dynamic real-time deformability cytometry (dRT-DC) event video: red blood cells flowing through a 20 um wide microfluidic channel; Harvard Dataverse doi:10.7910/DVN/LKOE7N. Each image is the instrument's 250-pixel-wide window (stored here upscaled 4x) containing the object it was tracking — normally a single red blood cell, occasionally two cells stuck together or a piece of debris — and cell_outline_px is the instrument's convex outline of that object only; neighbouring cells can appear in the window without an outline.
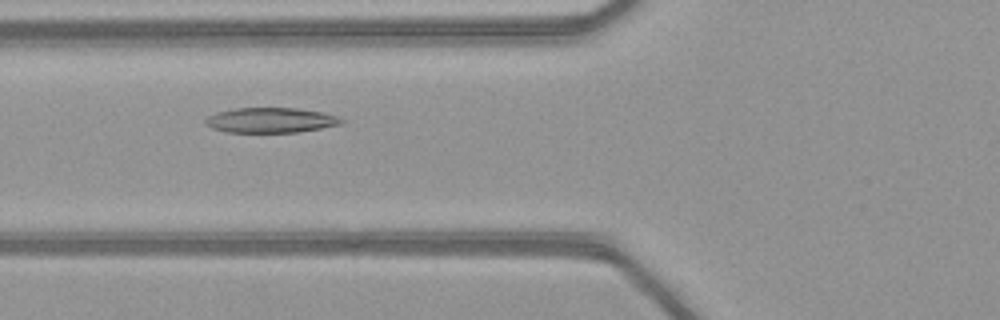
{"species": "common noctule bat (a hibernating species)", "species_latin": "Nyctalus noctula", "temperature_condition": "warm", "stored_images_in_passage": 45, "camera_frame_rate_fps": 3000, "um_per_image_px": 0.085, "animal": {"sex": "female", "body_mass_g": 21.9}, "frame": {"image": 1, "passage_image": 15, "time_ms": 4.667, "image_size_px": [1000, 320], "cell_outline_px": [[344, 124], [296, 132], [228, 132], [212, 128], [204, 124], [204, 120], [208, 116], [216, 112], [232, 108], [296, 108], [324, 112], [336, 116], [344, 120]], "centroid_in_image_um": [22.99, 10.21], "position_along_channel_um": 102.8, "area_um2": 19.94}}
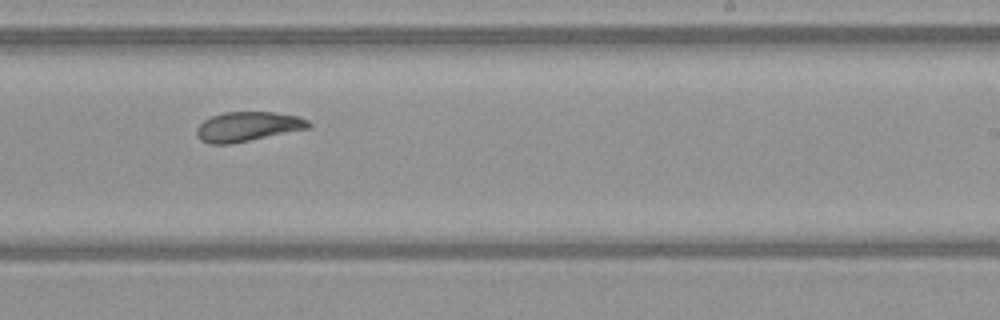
{"frame": {"image": 2, "passage_image": 27, "time_ms": 8.667, "image_size_px": [1000, 320], "cell_outline_px": [[312, 124], [308, 128], [232, 144], [208, 144], [200, 140], [196, 136], [196, 128], [204, 120], [212, 116], [224, 112], [272, 112], [296, 116], [308, 120]], "centroid_in_image_um": [21.01, 10.77], "position_along_channel_um": 268.0, "area_um2": 19.25}}
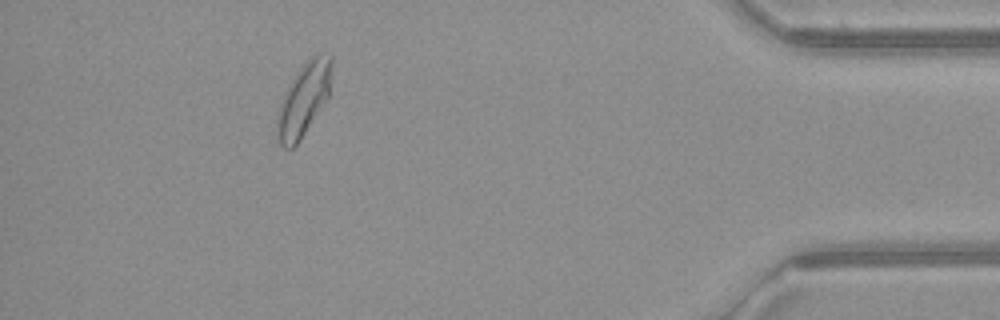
{"frame": {"image": 3, "passage_image": 41, "time_ms": 13.333, "image_size_px": [1000, 320], "cell_outline_px": [[332, 60], [328, 100], [300, 140], [292, 148], [284, 148], [276, 140], [276, 116], [280, 104], [296, 72], [304, 60], [308, 56], [316, 52], [320, 52], [332, 56]], "centroid_in_image_um": [25.82, 8.43], "position_along_channel_um": 409.4, "area_um2": 23.64}, "authors_computed_cell_mechanics": {"area_um2": 21.097, "velocity_mm_per_s": 4.1199, "shape_relaxation_time_tau1_ms": 4.2282, "shape_relaxation_time_tau2_ms": 3.9186, "deformation_change_tau1": 0.1521, "deformation_change_tau2": 0.1157}}